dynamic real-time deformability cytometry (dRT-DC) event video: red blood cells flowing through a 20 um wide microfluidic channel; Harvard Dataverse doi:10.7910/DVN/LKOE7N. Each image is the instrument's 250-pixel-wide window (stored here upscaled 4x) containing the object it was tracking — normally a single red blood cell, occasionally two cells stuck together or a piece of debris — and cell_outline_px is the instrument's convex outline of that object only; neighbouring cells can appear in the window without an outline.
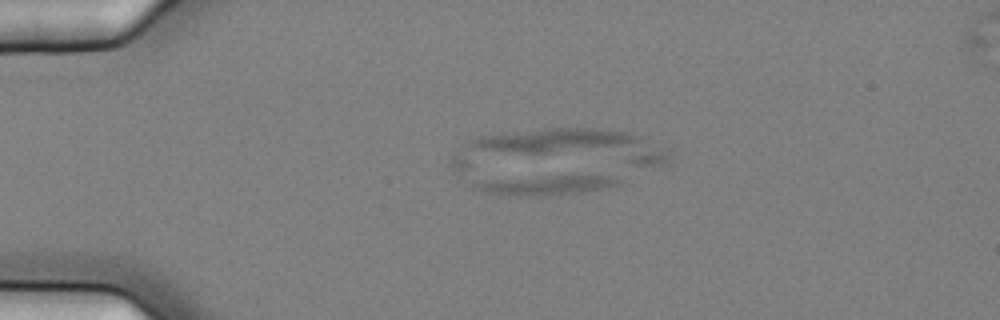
{"species": "common noctule bat (a hibernating species)", "species_latin": "Nyctalus noctula", "temperature_condition": "cold", "stored_images_in_passage": 6, "segment_of_instrument_passage": [1, 2], "camera_frame_rate_fps": 3000, "um_per_image_px": 0.085, "animal": {"sex": "female", "body_mass_g": 25.1}, "frame": {"image": 1, "passage_image": 2, "time_ms": 0.333, "image_size_px": [1000, 320], "cell_outline_px": [[628, 184], [616, 188], [548, 196], [508, 196], [480, 192], [472, 188], [472, 184], [576, 172], [608, 176], [620, 180]], "centroid_in_image_um": [46.75, 15.73], "position_along_channel_um": 38.3, "area_um2": 17.4}}